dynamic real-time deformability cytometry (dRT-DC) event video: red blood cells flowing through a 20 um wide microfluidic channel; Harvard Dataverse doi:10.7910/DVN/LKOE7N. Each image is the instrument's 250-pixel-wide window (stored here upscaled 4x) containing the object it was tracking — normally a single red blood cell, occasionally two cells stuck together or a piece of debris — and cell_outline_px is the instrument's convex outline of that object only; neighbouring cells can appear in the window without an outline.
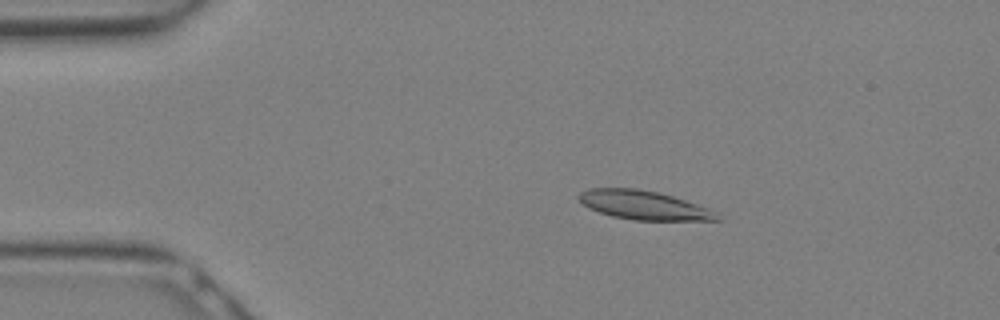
{"species": "Egyptian fruit bat (a non-hibernating species)", "species_latin": "Rousettus aegyptiacus", "temperature_condition": "warm", "stored_images_in_passage": 8, "camera_frame_rate_fps": 3000, "um_per_image_px": 0.085, "animal": {"sex": "female"}, "frame": {"image": 1, "passage_image": 1, "time_ms": 0.0, "image_size_px": [1000, 320], "cell_outline_px": [[724, 220], [636, 220], [612, 216], [588, 208], [576, 196], [580, 192], [588, 188], [636, 188], [660, 192], [708, 208], [716, 212]], "centroid_in_image_um": [54.71, 17.43], "position_along_channel_um": 30.3, "area_um2": 23.24}}
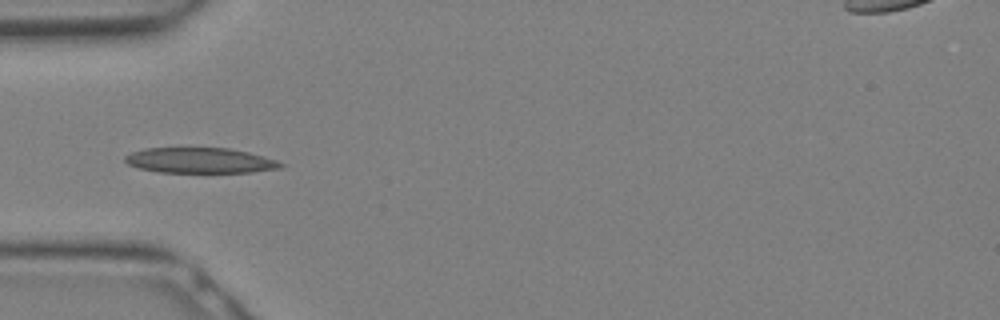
{"frame": {"image": 2, "passage_image": 5, "time_ms": 1.333, "image_size_px": [1000, 320], "cell_outline_px": [[284, 168], [252, 172], [160, 172], [140, 168], [128, 164], [124, 160], [124, 156], [132, 152], [144, 148], [228, 148], [248, 152], [264, 156], [276, 160], [284, 164]], "centroid_in_image_um": [17.03, 13.64], "position_along_channel_um": 68.0, "area_um2": 23.0}}
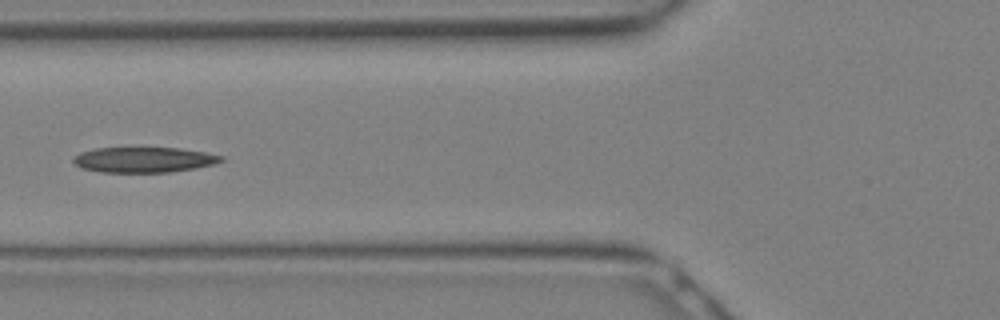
{"frame": {"image": 3, "passage_image": 7, "time_ms": 2.0, "image_size_px": [1000, 320], "cell_outline_px": [[224, 160], [212, 164], [196, 168], [172, 172], [100, 172], [80, 168], [72, 160], [80, 152], [96, 148], [180, 148], [204, 152], [224, 156]], "centroid_in_image_um": [12.23, 13.58], "position_along_channel_um": 113.6, "area_um2": 21.79}}